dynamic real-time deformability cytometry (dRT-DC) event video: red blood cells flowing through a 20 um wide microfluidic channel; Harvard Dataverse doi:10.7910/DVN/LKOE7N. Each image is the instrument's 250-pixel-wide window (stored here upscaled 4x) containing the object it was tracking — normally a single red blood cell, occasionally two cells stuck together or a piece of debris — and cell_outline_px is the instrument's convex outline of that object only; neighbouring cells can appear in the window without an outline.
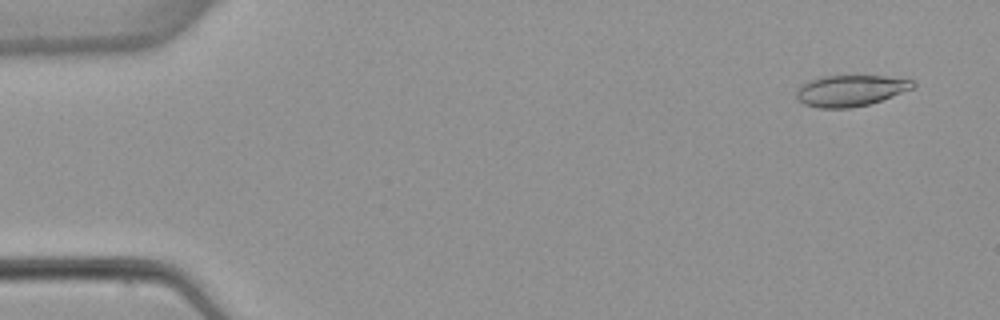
{"species": "common noctule bat (a hibernating species)", "species_latin": "Nyctalus noctula", "temperature_condition": "warm", "stored_images_in_passage": 4, "camera_frame_rate_fps": 3000, "um_per_image_px": 0.085, "animal": {"sex": "female", "body_mass_g": 22.7, "forearm_length_mm": 54.2}, "frame": {"image": 1, "passage_image": 1, "time_ms": 0.0, "image_size_px": [1000, 320], "cell_outline_px": [[916, 88], [868, 104], [852, 108], [820, 108], [804, 104], [796, 96], [796, 92], [808, 80], [824, 76], [884, 76], [916, 80]], "centroid_in_image_um": [72.35, 7.7], "position_along_channel_um": 12.6, "area_um2": 21.1}}
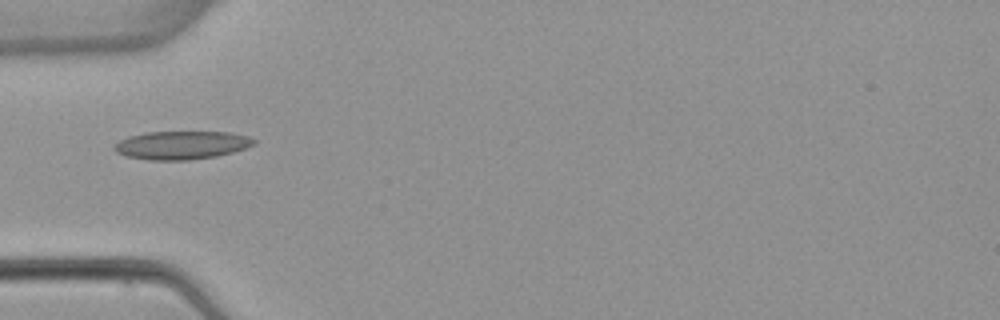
{"frame": {"image": 2, "passage_image": 4, "time_ms": 4.667, "image_size_px": [1000, 320], "cell_outline_px": [[256, 144], [232, 152], [216, 156], [188, 160], [148, 160], [124, 156], [116, 152], [112, 148], [112, 144], [128, 136], [148, 132], [228, 132], [248, 136], [256, 140]], "centroid_in_image_um": [15.38, 12.34], "position_along_channel_um": 69.6, "area_um2": 23.12}}